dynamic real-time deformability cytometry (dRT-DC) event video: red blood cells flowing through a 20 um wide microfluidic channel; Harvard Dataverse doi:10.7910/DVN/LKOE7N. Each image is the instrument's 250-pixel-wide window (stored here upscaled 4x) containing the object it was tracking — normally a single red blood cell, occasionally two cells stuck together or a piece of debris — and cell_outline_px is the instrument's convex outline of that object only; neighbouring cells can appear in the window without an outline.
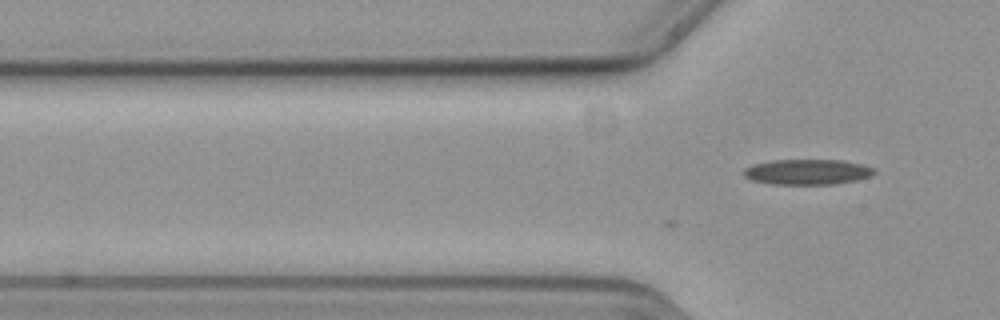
{"species": "common noctule bat (a hibernating species)", "species_latin": "Nyctalus noctula", "temperature_condition": "cold", "stored_images_in_passage": 4, "camera_frame_rate_fps": 3000, "um_per_image_px": 0.085, "animal": {"sex": "female", "body_mass_g": 19.3, "forearm_length_mm": 54.1}, "frame": {"image": 1, "passage_image": 4, "time_ms": 1.0, "image_size_px": [1000, 320], "cell_outline_px": [[876, 172], [868, 176], [856, 180], [836, 184], [772, 184], [752, 180], [744, 176], [744, 168], [752, 164], [772, 160], [840, 160], [864, 164], [876, 168]], "centroid_in_image_um": [68.63, 14.61], "position_along_channel_um": 57.2, "area_um2": 19.36}}